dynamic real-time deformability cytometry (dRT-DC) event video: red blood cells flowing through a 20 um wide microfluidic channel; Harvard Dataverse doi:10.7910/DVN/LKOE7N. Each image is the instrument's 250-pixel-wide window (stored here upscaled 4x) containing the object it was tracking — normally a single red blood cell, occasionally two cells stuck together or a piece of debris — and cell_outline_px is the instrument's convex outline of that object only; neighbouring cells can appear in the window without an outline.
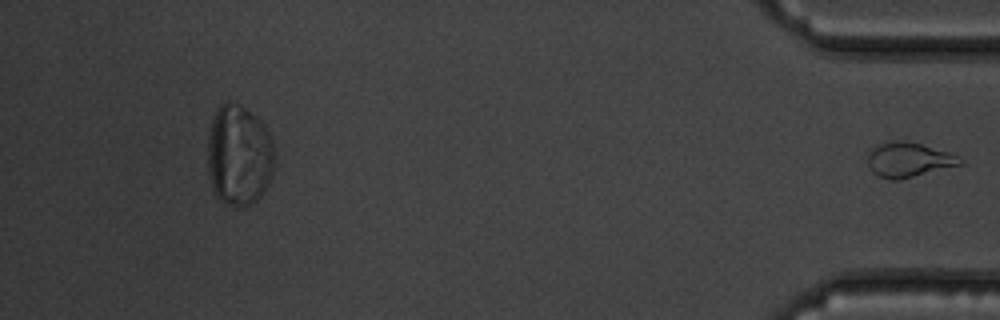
{"species": "common noctule bat (a hibernating species)", "species_latin": "Nyctalus noctula", "temperature_condition": "warm", "stored_images_in_passage": 44, "segment_of_instrument_passage": [2, 2], "camera_frame_rate_fps": 3000, "um_per_image_px": 0.085, "animal": {"sex": "male", "body_mass_g": 19.5, "forearm_length_mm": 54.6}, "frame": {"image": 1, "passage_image": 44, "time_ms": 14.333, "image_size_px": [1000, 320], "cell_outline_px": [[964, 160], [960, 164], [896, 180], [888, 180], [872, 172], [868, 164], [868, 156], [880, 144], [900, 140], [920, 144], [952, 152], [960, 156]], "centroid_in_image_um": [77.27, 13.58], "position_along_channel_um": 357.9, "area_um2": 18.09}}